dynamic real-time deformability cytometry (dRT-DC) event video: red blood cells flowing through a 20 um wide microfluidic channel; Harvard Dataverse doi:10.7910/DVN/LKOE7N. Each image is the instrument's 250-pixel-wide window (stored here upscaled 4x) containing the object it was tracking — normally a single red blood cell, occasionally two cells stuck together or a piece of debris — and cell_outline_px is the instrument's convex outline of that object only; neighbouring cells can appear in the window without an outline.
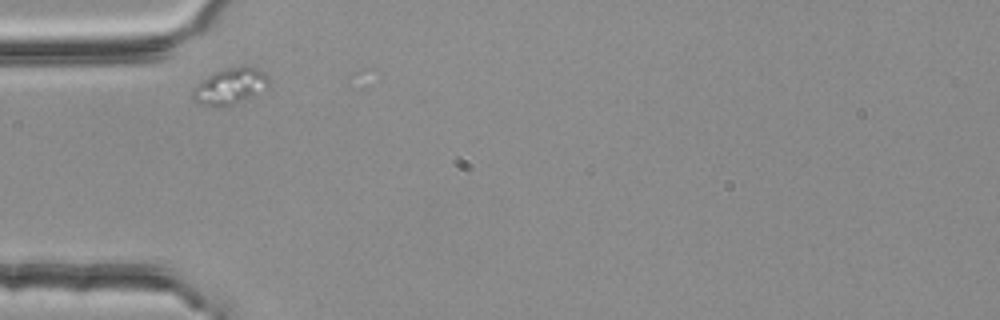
{"species": "common noctule bat (a hibernating species)", "species_latin": "Nyctalus noctula", "temperature_condition": "room temperature", "stored_images_in_passage": 1, "camera_frame_rate_fps": 3000, "um_per_image_px": 0.085, "animal": {"sex": "female", "body_mass_g": 25.1}, "frame": {"image": 1, "passage_image": 1, "time_ms": 0.0, "image_size_px": [1000, 320], "cell_outline_px": [[268, 88], [252, 96], [232, 104], [216, 108], [200, 104], [192, 100], [192, 88], [196, 84], [212, 72], [228, 68], [256, 68], [264, 72], [268, 76]], "centroid_in_image_um": [19.49, 7.36], "position_along_channel_um": 65.5, "area_um2": 15.95}}